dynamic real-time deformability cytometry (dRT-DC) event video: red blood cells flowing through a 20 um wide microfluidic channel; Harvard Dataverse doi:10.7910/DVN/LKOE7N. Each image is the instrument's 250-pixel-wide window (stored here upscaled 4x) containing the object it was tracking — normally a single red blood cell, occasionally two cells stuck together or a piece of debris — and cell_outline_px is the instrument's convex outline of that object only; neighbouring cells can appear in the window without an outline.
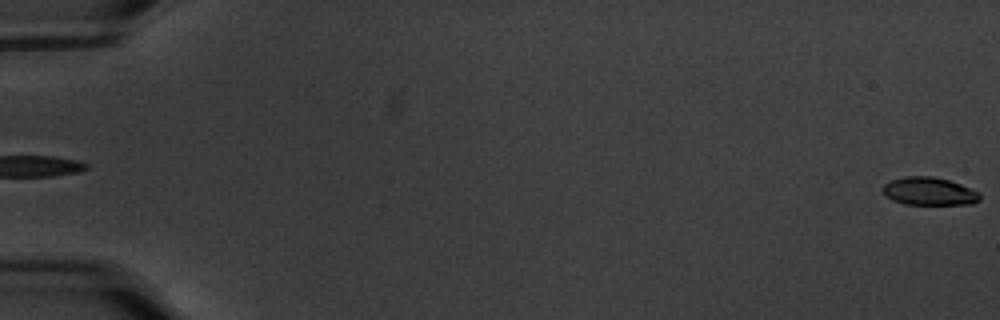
{"species": "common noctule bat (a hibernating species)", "species_latin": "Nyctalus noctula", "temperature_condition": "warm", "stored_images_in_passage": 54, "camera_frame_rate_fps": 3000, "um_per_image_px": 0.085, "animal": {"sex": "male", "body_mass_g": 20.1, "forearm_length_mm": 53.5}, "frame": {"image": 1, "passage_image": 1, "time_ms": 0.0, "image_size_px": [1000, 320], "cell_outline_px": [[980, 200], [972, 204], [904, 204], [892, 200], [884, 196], [880, 188], [884, 184], [892, 180], [904, 176], [932, 176], [948, 180], [960, 184], [980, 192]], "centroid_in_image_um": [78.94, 16.26], "position_along_channel_um": 6.1, "area_um2": 15.95}}
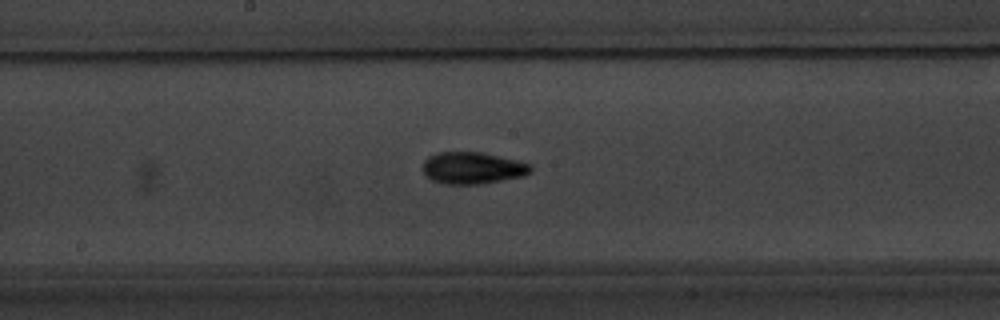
{"frame": {"image": 2, "passage_image": 33, "time_ms": 10.667, "image_size_px": [1000, 320], "cell_outline_px": [[532, 172], [524, 176], [480, 184], [444, 184], [432, 180], [424, 172], [424, 160], [428, 156], [436, 152], [484, 152], [532, 164]], "centroid_in_image_um": [40.2, 14.27], "position_along_channel_um": 208.0, "area_um2": 20.11}}
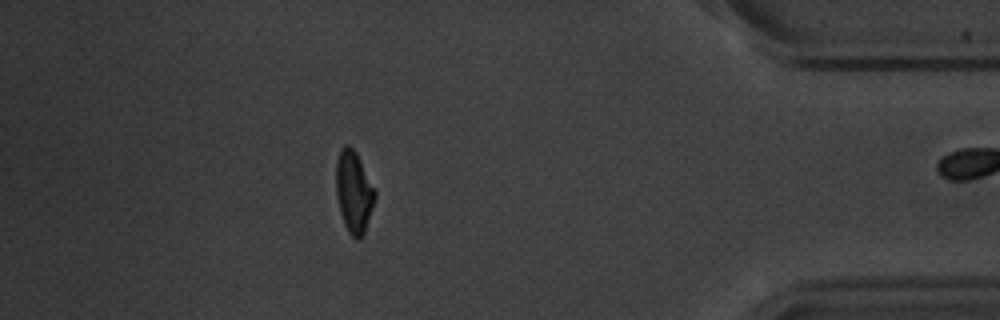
{"frame": {"image": 3, "passage_image": 53, "time_ms": 17.333, "image_size_px": [1000, 320], "cell_outline_px": [[376, 196], [364, 236], [360, 240], [356, 240], [348, 232], [344, 224], [340, 212], [336, 196], [336, 160], [344, 144], [348, 144], [356, 152], [376, 192]], "centroid_in_image_um": [30.07, 16.35], "position_along_channel_um": 405.1, "area_um2": 18.61}}